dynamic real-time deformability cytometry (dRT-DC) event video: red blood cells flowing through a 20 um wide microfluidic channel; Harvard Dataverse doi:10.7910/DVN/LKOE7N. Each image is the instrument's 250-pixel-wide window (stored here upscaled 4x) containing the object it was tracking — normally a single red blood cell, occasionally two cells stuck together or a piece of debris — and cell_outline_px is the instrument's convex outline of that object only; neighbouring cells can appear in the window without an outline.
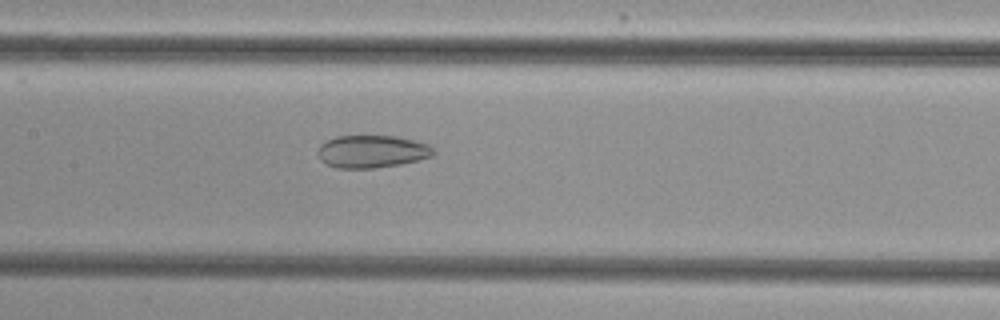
{"species": "common noctule bat (a hibernating species)", "species_latin": "Nyctalus noctula", "temperature_condition": "cold", "stored_images_in_passage": 46, "camera_frame_rate_fps": 3000, "um_per_image_px": 0.085, "animal": {"sex": "female", "body_mass_g": 29.2, "forearm_length_mm": 56.3}, "frame": {"image": 1, "passage_image": 19, "time_ms": 6.0, "image_size_px": [1000, 320], "cell_outline_px": [[436, 152], [432, 156], [400, 164], [372, 168], [336, 168], [320, 160], [320, 144], [336, 136], [396, 136], [428, 144]], "centroid_in_image_um": [31.62, 12.87], "position_along_channel_um": 175.8, "area_um2": 21.62}}
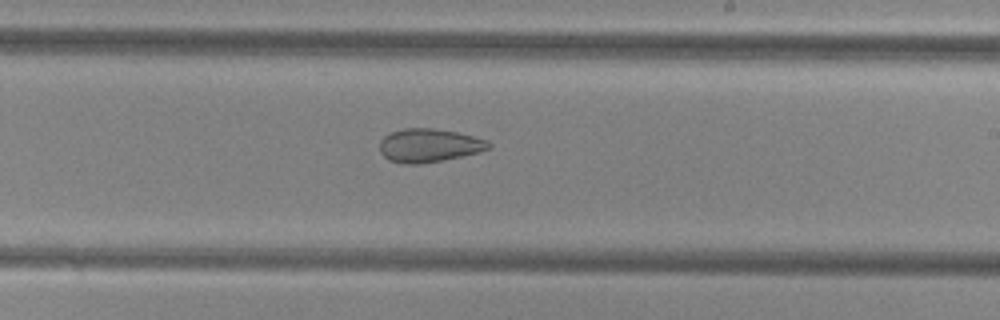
{"frame": {"image": 2, "passage_image": 25, "time_ms": 8.0, "image_size_px": [1000, 320], "cell_outline_px": [[492, 148], [460, 156], [420, 164], [404, 164], [388, 160], [380, 152], [380, 140], [384, 136], [392, 132], [404, 128], [432, 128], [456, 132], [488, 140], [492, 144]], "centroid_in_image_um": [36.45, 12.36], "position_along_channel_um": 252.6, "area_um2": 21.1}}
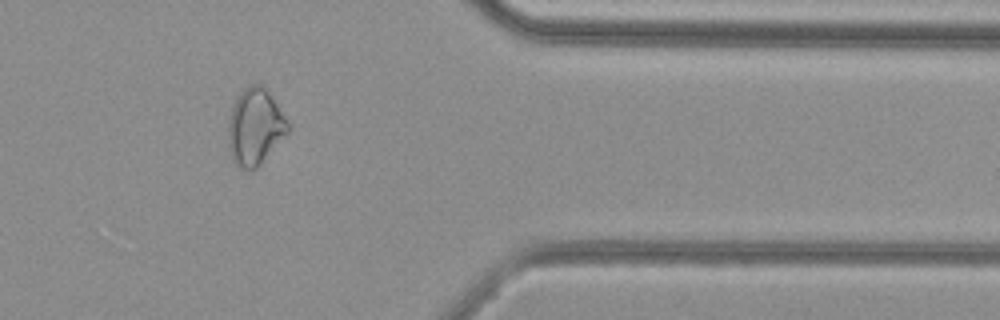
{"frame": {"image": 3, "passage_image": 37, "time_ms": 12.0, "image_size_px": [1000, 320], "cell_outline_px": [[288, 132], [260, 164], [256, 168], [240, 168], [236, 164], [228, 148], [228, 120], [232, 108], [240, 92], [244, 88], [252, 84], [264, 84], [268, 88], [288, 120]], "centroid_in_image_um": [21.68, 10.72], "position_along_channel_um": 389.7, "area_um2": 26.53}, "authors_computed_cell_mechanics": {"area_um2": 25.7499, "velocity_mm_per_s": 3.8487, "shape_relaxation_time_tau1_ms": null, "shape_relaxation_time_tau2_ms": 3.8725, "deformation_change_tau1": null, "deformation_change_tau2": 0.0993}}